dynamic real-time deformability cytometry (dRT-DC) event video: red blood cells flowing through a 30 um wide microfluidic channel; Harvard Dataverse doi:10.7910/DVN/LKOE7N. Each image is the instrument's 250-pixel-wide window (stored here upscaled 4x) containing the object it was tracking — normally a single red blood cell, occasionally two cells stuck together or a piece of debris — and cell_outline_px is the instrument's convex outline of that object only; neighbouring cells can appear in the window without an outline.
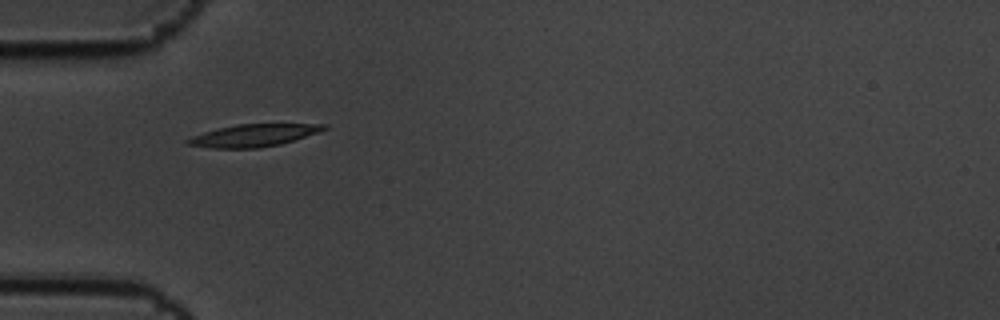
{"species": "common noctule bat (a hibernating species)", "species_latin": "Nyctalus noctula", "temperature_condition": "cold", "stored_images_in_passage": 6, "camera_frame_rate_fps": 3000, "um_per_image_px": 0.085, "animal": {"sex": "male", "body_mass_g": 19.5, "forearm_length_mm": 54.6}, "frame": {"image": 1, "passage_image": 5, "time_ms": 1.333, "image_size_px": [1000, 320], "cell_outline_px": [[328, 128], [320, 132], [280, 144], [256, 148], [212, 148], [184, 144], [184, 140], [192, 136], [204, 132], [236, 124], [328, 124]], "centroid_in_image_um": [21.54, 11.51], "position_along_channel_um": 63.5, "area_um2": 17.69}}
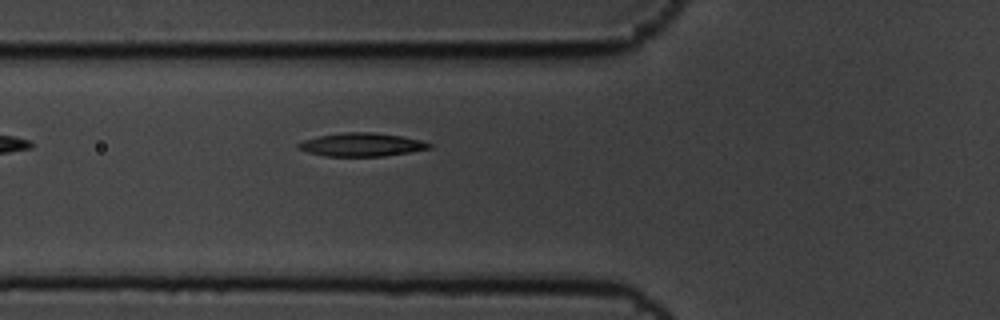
{"frame": {"image": 2, "passage_image": 6, "time_ms": 1.667, "image_size_px": [1000, 320], "cell_outline_px": [[432, 148], [384, 156], [324, 156], [308, 152], [296, 148], [296, 144], [304, 140], [320, 136], [344, 132], [376, 132], [400, 136], [420, 140], [432, 144]], "centroid_in_image_um": [30.72, 12.29], "position_along_channel_um": 95.1, "area_um2": 17.74}}